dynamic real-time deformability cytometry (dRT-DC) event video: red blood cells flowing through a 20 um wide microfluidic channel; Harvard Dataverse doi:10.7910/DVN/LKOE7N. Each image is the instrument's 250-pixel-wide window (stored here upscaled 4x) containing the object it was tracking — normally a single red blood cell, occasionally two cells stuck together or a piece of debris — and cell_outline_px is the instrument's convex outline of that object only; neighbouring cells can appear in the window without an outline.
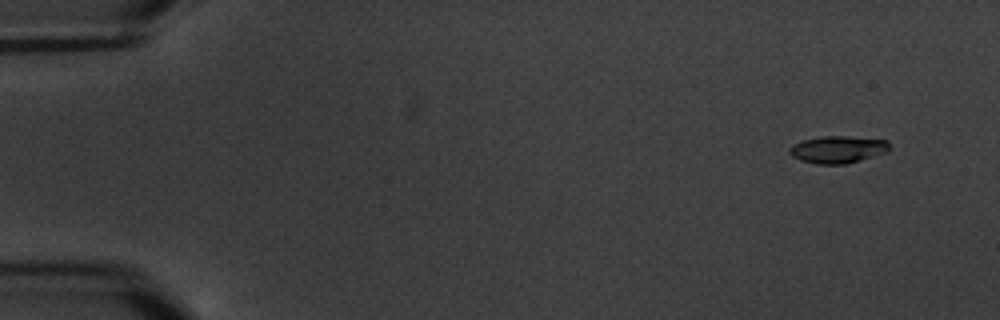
{"species": "common noctule bat (a hibernating species)", "species_latin": "Nyctalus noctula", "temperature_condition": "warm", "stored_images_in_passage": 6, "camera_frame_rate_fps": 3000, "um_per_image_px": 0.085, "animal": {"sex": "male", "body_mass_g": 20.1, "forearm_length_mm": 53.5}, "frame": {"image": 1, "passage_image": 2, "time_ms": 1.333, "image_size_px": [1000, 320], "cell_outline_px": [[892, 148], [888, 152], [860, 160], [844, 164], [816, 164], [800, 160], [792, 156], [788, 152], [788, 148], [792, 144], [804, 140], [820, 136], [848, 136], [888, 140]], "centroid_in_image_um": [71.23, 12.7], "position_along_channel_um": 13.8, "area_um2": 16.07}}
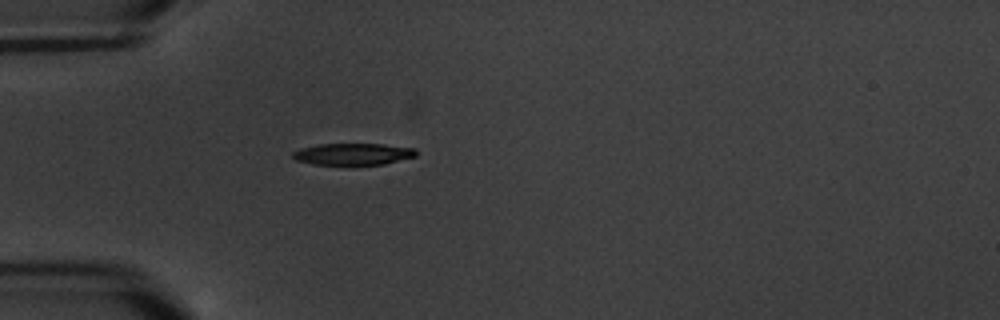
{"frame": {"image": 2, "passage_image": 6, "time_ms": 6.0, "image_size_px": [1000, 320], "cell_outline_px": [[416, 156], [384, 164], [312, 164], [296, 160], [292, 156], [292, 152], [300, 148], [320, 144], [384, 144], [416, 148]], "centroid_in_image_um": [30.01, 13.08], "position_along_channel_um": 55.0, "area_um2": 15.49}}